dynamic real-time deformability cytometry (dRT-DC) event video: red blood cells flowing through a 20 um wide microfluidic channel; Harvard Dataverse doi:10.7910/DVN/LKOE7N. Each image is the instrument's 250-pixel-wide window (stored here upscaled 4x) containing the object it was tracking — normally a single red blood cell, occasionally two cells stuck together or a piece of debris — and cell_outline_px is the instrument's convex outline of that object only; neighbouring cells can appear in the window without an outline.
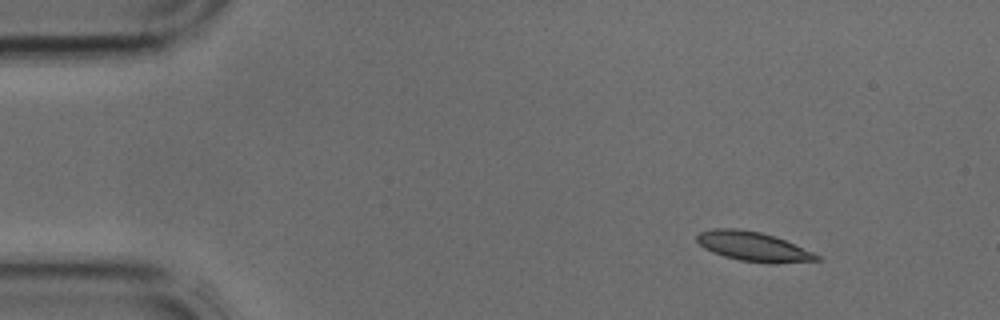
{"species": "common noctule bat (a hibernating species)", "species_latin": "Nyctalus noctula", "temperature_condition": "cold", "stored_images_in_passage": 41, "camera_frame_rate_fps": 3000, "um_per_image_px": 0.085, "animal": {"sex": "male", "body_mass_g": 17.9, "forearm_length_mm": 54.2}, "frame": {"image": 1, "passage_image": 4, "time_ms": 1.0, "image_size_px": [1000, 320], "cell_outline_px": [[824, 260], [776, 264], [740, 260], [724, 256], [712, 252], [704, 248], [696, 240], [696, 236], [700, 232], [712, 228], [736, 228], [760, 232], [776, 236], [812, 252], [820, 256]], "centroid_in_image_um": [64.04, 20.95], "position_along_channel_um": 21.0, "area_um2": 20.63}}
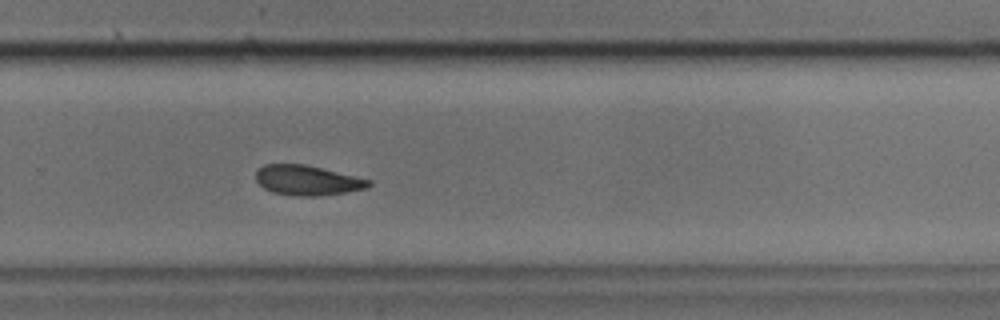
{"frame": {"image": 2, "passage_image": 27, "time_ms": 8.667, "image_size_px": [1000, 320], "cell_outline_px": [[372, 184], [368, 188], [344, 192], [316, 196], [292, 196], [272, 192], [264, 188], [256, 180], [256, 172], [264, 164], [304, 164], [372, 180]], "centroid_in_image_um": [26.12, 15.33], "position_along_channel_um": 303.7, "area_um2": 19.59}}
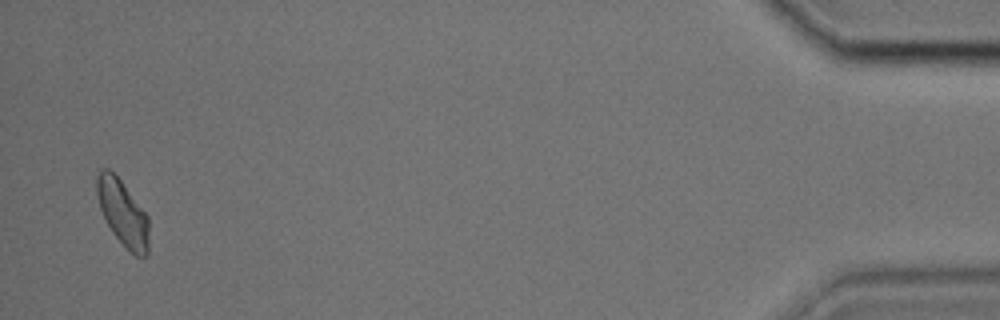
{"frame": {"image": 3, "passage_image": 40, "time_ms": 13.0, "image_size_px": [1000, 320], "cell_outline_px": [[148, 252], [144, 256], [136, 256], [112, 232], [104, 220], [100, 208], [96, 192], [96, 176], [104, 168], [108, 168], [120, 180], [148, 216]], "centroid_in_image_um": [10.41, 18.08], "position_along_channel_um": 424.8, "area_um2": 19.54}}